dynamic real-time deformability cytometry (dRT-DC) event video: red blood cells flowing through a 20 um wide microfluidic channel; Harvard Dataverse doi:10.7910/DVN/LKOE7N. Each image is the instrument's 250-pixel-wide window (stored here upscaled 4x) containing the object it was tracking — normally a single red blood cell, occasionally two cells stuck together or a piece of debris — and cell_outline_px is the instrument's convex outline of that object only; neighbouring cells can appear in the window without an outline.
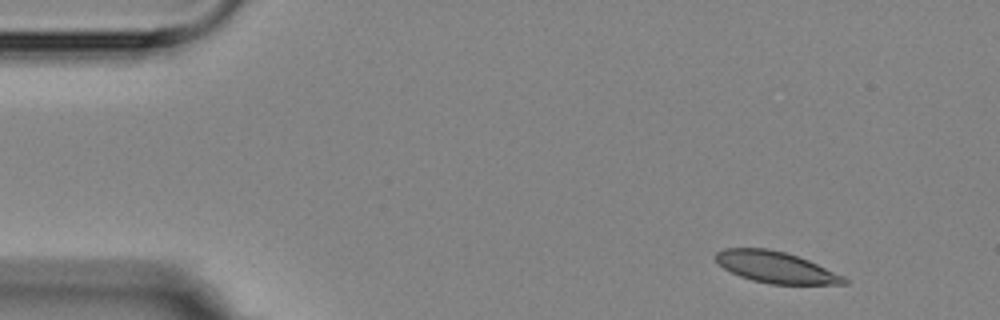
{"species": "Egyptian fruit bat (a non-hibernating species)", "species_latin": "Rousettus aegyptiacus", "temperature_condition": "room temperature", "stored_images_in_passage": 3, "camera_frame_rate_fps": 3000, "um_per_image_px": 0.085, "animal": {"sex": "female"}, "frame": {"image": 1, "passage_image": 1, "time_ms": 0.0, "image_size_px": [1000, 320], "cell_outline_px": [[848, 284], [768, 284], [752, 280], [740, 276], [724, 268], [712, 256], [716, 252], [724, 248], [768, 248], [784, 252], [808, 260], [844, 276], [848, 280]], "centroid_in_image_um": [65.92, 22.71], "position_along_channel_um": 19.1, "area_um2": 23.35}}
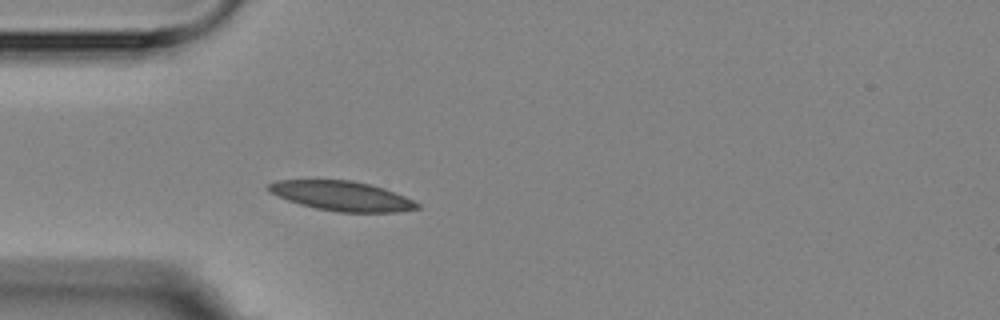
{"frame": {"image": 2, "passage_image": 3, "time_ms": 3.333, "image_size_px": [1000, 320], "cell_outline_px": [[420, 208], [400, 212], [336, 212], [316, 208], [300, 204], [288, 200], [268, 192], [264, 188], [268, 184], [276, 180], [352, 180], [384, 188], [404, 196], [420, 204]], "centroid_in_image_um": [29.03, 16.66], "position_along_channel_um": 56.0, "area_um2": 25.72}}